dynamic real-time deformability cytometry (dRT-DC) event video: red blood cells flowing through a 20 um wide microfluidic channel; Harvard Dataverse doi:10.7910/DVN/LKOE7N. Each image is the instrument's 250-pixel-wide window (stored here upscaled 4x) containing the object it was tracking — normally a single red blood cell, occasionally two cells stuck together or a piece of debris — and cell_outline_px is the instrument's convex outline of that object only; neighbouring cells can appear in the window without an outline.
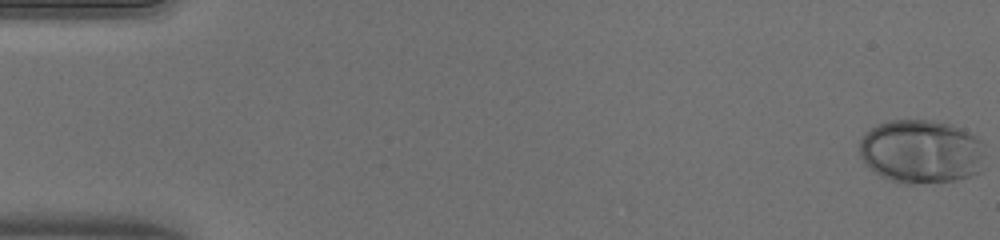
{"species": "human", "species_latin": "Homo sapiens", "temperature_condition": "warm", "stored_images_in_passage": 52, "camera_frame_rate_fps": 3000, "um_per_image_px": 0.085, "donor": {"sex": "male"}, "frame": {"image": 1, "passage_image": 1, "time_ms": 0.0, "image_size_px": [1000, 240], "cell_outline_px": [[980, 172], [956, 180], [912, 184], [900, 184], [880, 176], [868, 168], [864, 164], [860, 156], [860, 140], [864, 132], [876, 124], [888, 120], [932, 120], [952, 124], [964, 128], [976, 136], [980, 140]], "centroid_in_image_um": [78.22, 12.87], "position_along_channel_um": 6.8, "area_um2": 46.93}}
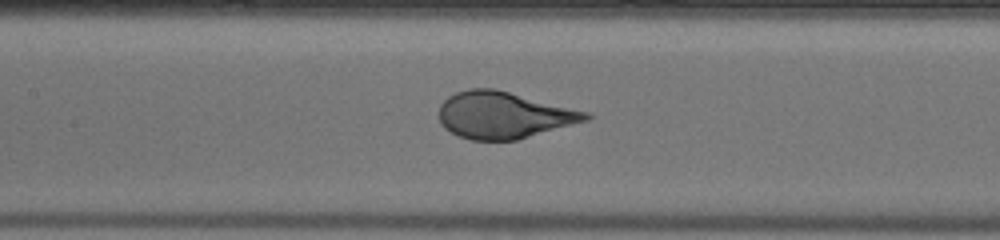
{"frame": {"image": 2, "passage_image": 25, "time_ms": 8.0, "image_size_px": [1000, 240], "cell_outline_px": [[592, 116], [588, 120], [516, 140], [472, 140], [460, 136], [444, 128], [440, 124], [440, 104], [448, 96], [456, 92], [468, 88], [496, 88], [588, 112]], "centroid_in_image_um": [42.79, 9.77], "position_along_channel_um": 164.6, "area_um2": 39.82}}
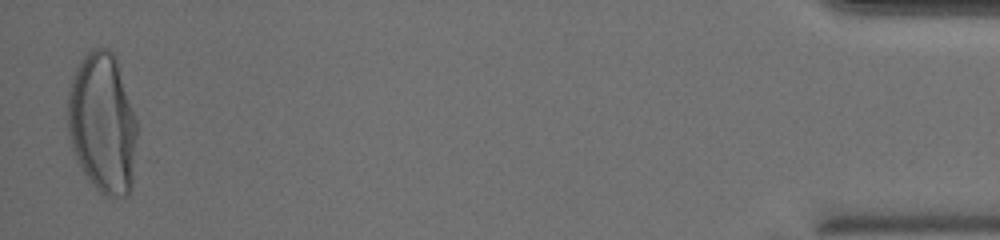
{"frame": {"image": 3, "passage_image": 51, "time_ms": 16.667, "image_size_px": [1000, 240], "cell_outline_px": [[136, 136], [132, 188], [128, 196], [104, 196], [88, 180], [72, 148], [68, 136], [68, 88], [72, 76], [84, 52], [92, 48], [108, 48], [116, 56], [136, 120]], "centroid_in_image_um": [8.7, 10.45], "position_along_channel_um": 426.5, "area_um2": 56.93}, "authors_computed_cell_mechanics": {"area_um2": 41.8472, "velocity_mm_per_s": 4.0346, "shape_relaxation_time_tau1_ms": 4.0498, "shape_relaxation_time_tau2_ms": null, "deformation_change_tau1": 0.2343, "deformation_change_tau2": null}}